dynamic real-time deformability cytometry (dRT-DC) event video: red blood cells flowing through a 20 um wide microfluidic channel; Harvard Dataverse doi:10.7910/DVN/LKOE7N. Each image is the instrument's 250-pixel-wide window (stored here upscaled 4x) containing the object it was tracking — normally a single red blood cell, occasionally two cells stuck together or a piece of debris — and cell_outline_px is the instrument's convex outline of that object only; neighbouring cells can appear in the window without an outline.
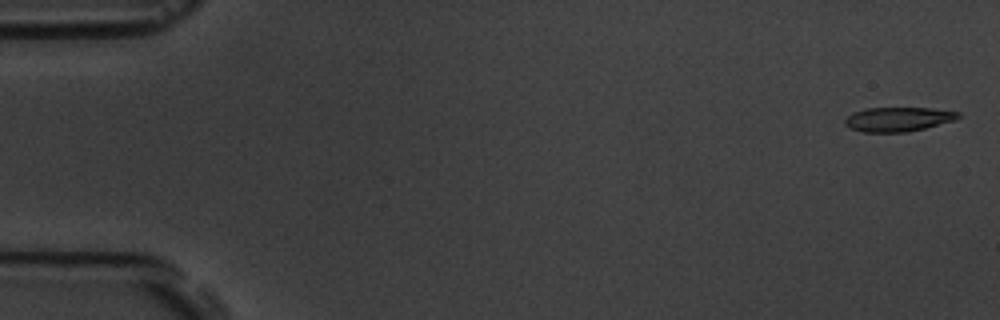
{"species": "common noctule bat (a hibernating species)", "species_latin": "Nyctalus noctula", "temperature_condition": "room temperature", "stored_images_in_passage": 6, "camera_frame_rate_fps": 3000, "um_per_image_px": 0.085, "animal": {"sex": "male", "body_mass_g": 19.5, "forearm_length_mm": 54.6}, "frame": {"image": 1, "passage_image": 1, "time_ms": 0.0, "image_size_px": [1000, 320], "cell_outline_px": [[960, 116], [956, 120], [908, 132], [864, 132], [848, 128], [844, 124], [844, 120], [852, 112], [864, 108], [932, 108], [960, 112]], "centroid_in_image_um": [76.32, 10.13], "position_along_channel_um": 8.7, "area_um2": 16.18}}
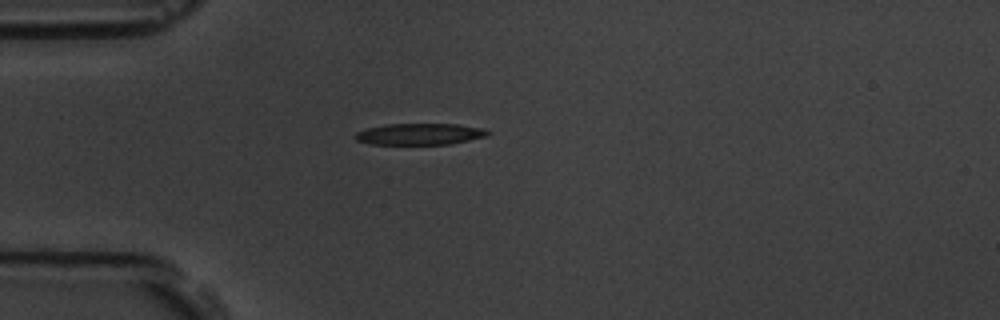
{"frame": {"image": 2, "passage_image": 5, "time_ms": 4.667, "image_size_px": [1000, 320], "cell_outline_px": [[492, 132], [488, 136], [452, 144], [368, 144], [356, 140], [356, 132], [364, 128], [384, 124], [460, 124], [484, 128]], "centroid_in_image_um": [35.71, 11.39], "position_along_channel_um": 49.3, "area_um2": 16.82}}